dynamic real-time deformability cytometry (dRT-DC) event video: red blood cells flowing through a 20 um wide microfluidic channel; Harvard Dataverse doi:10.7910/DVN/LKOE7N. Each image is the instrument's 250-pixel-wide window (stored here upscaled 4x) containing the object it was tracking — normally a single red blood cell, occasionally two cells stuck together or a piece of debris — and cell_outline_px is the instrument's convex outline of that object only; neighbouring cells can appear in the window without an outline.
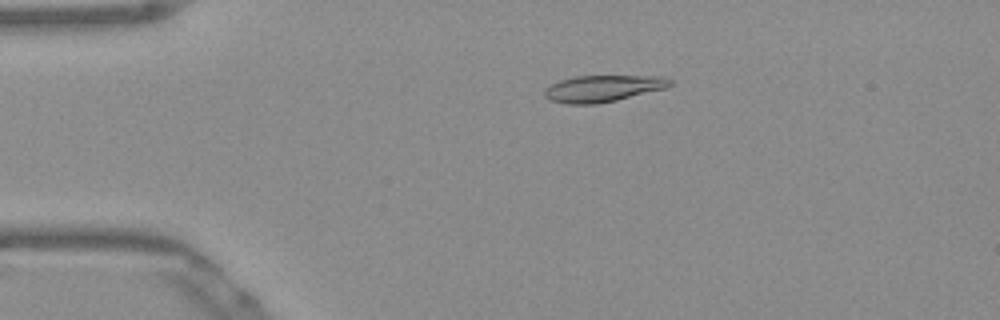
{"species": "Egyptian fruit bat (a non-hibernating species)", "species_latin": "Rousettus aegyptiacus", "temperature_condition": "warm", "stored_images_in_passage": 50, "camera_frame_rate_fps": 3000, "um_per_image_px": 0.085, "frame": {"image": 1, "passage_image": 9, "time_ms": 2.667, "image_size_px": [1000, 320], "cell_outline_px": [[672, 84], [664, 88], [616, 100], [596, 104], [568, 104], [548, 100], [544, 96], [544, 88], [560, 80], [576, 76], [664, 76], [672, 80]], "centroid_in_image_um": [51.2, 7.52], "position_along_channel_um": 33.8, "area_um2": 19.36}}
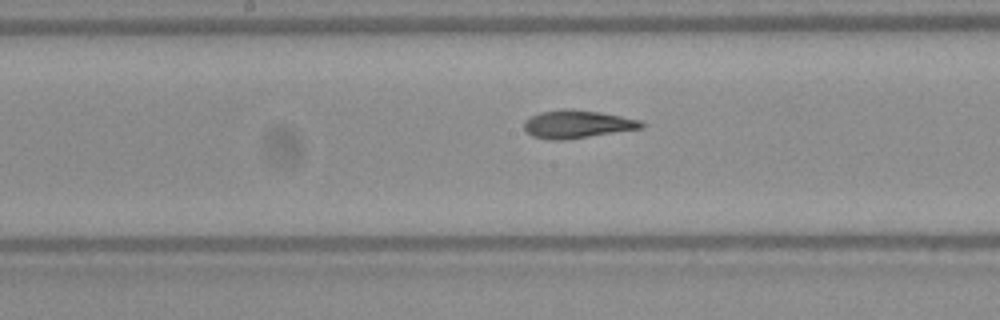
{"frame": {"image": 2, "passage_image": 25, "time_ms": 8.0, "image_size_px": [1000, 320], "cell_outline_px": [[644, 128], [560, 140], [552, 140], [532, 136], [524, 128], [524, 120], [540, 112], [560, 108], [564, 108], [600, 112], [640, 120], [644, 124]], "centroid_in_image_um": [49.04, 10.54], "position_along_channel_um": 199.2, "area_um2": 18.9}}
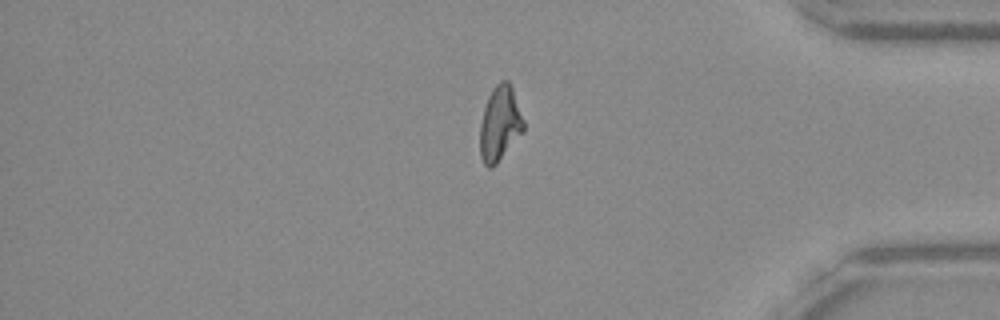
{"frame": {"image": 3, "passage_image": 42, "time_ms": 13.667, "image_size_px": [1000, 320], "cell_outline_px": [[524, 132], [496, 164], [492, 168], [488, 168], [484, 164], [480, 156], [480, 124], [484, 108], [488, 96], [492, 88], [500, 80], [508, 80], [512, 88], [524, 120]], "centroid_in_image_um": [42.49, 10.52], "position_along_channel_um": 392.7, "area_um2": 19.13}, "authors_computed_cell_mechanics": {"area_um2": 18.9584, "velocity_mm_per_s": 3.8753, "shape_relaxation_time_tau1_ms": 7.9333, "shape_relaxation_time_tau2_ms": 1.9947, "deformation_change_tau1": 0.2386, "deformation_change_tau2": 0.0877}}